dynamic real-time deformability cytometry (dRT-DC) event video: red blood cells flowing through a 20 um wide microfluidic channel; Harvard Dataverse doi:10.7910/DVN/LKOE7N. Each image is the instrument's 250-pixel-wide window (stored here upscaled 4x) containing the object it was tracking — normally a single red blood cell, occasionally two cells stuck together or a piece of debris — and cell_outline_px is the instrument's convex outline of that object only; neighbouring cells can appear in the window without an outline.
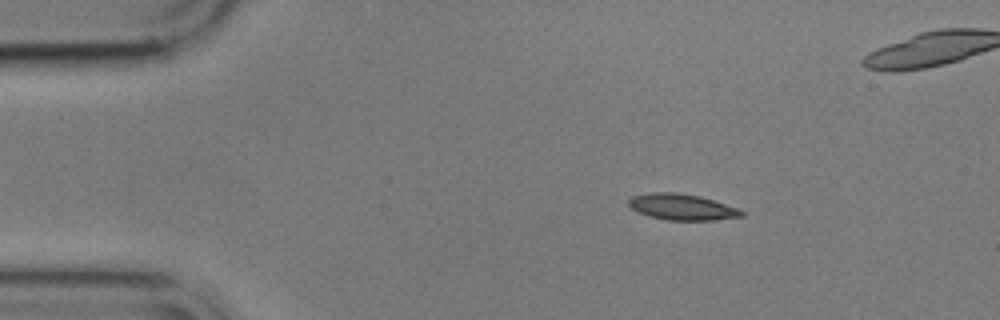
{"species": "common noctule bat (a hibernating species)", "species_latin": "Nyctalus noctula", "temperature_condition": "cold", "stored_images_in_passage": 49, "camera_frame_rate_fps": 3000, "um_per_image_px": 0.085, "animal": {"sex": "male", "body_mass_g": 17.9}, "frame": {"image": 1, "passage_image": 1, "time_ms": 0.0, "image_size_px": [1000, 320], "cell_outline_px": [[748, 212], [744, 216], [716, 220], [664, 220], [648, 216], [632, 208], [628, 204], [628, 200], [632, 196], [652, 192], [676, 192], [700, 196], [740, 208]], "centroid_in_image_um": [58.03, 17.6], "position_along_channel_um": 27.0, "area_um2": 17.4}}
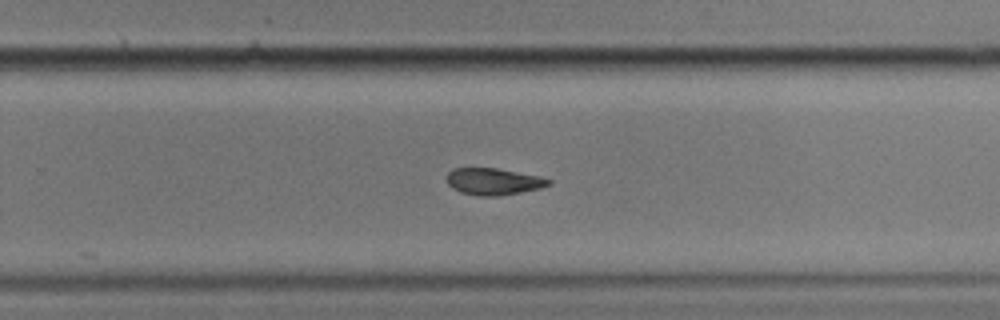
{"frame": {"image": 2, "passage_image": 28, "time_ms": 9.0, "image_size_px": [1000, 320], "cell_outline_px": [[552, 184], [540, 188], [520, 192], [496, 196], [480, 196], [460, 192], [452, 188], [448, 184], [448, 172], [452, 168], [496, 168], [540, 176], [552, 180]], "centroid_in_image_um": [41.96, 15.42], "position_along_channel_um": 287.8, "area_um2": 15.84}}
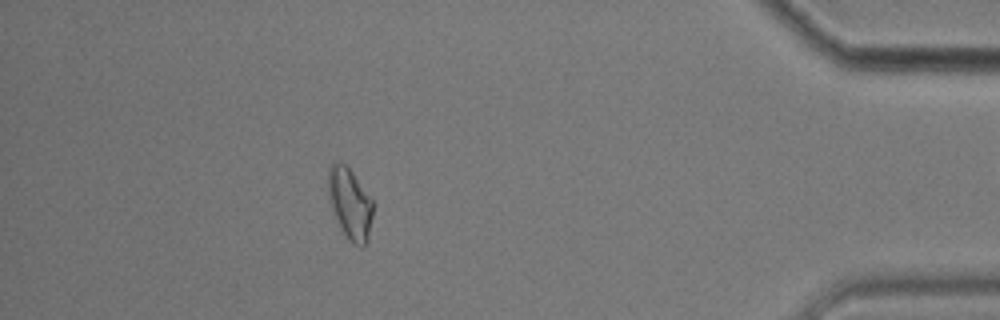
{"frame": {"image": 3, "passage_image": 42, "time_ms": 13.667, "image_size_px": [1000, 320], "cell_outline_px": [[372, 216], [368, 240], [360, 248], [352, 244], [344, 236], [340, 228], [328, 200], [328, 168], [332, 160], [340, 160], [352, 172], [372, 200]], "centroid_in_image_um": [29.71, 17.3], "position_along_channel_um": 405.5, "area_um2": 18.79}, "authors_computed_cell_mechanics": {"area_um2": 17.2822, "velocity_mm_per_s": 3.5395, "shape_relaxation_time_tau1_ms": 3.181, "shape_relaxation_time_tau2_ms": 6.871, "deformation_change_tau1": 0.0942, "deformation_change_tau2": 0.12}}